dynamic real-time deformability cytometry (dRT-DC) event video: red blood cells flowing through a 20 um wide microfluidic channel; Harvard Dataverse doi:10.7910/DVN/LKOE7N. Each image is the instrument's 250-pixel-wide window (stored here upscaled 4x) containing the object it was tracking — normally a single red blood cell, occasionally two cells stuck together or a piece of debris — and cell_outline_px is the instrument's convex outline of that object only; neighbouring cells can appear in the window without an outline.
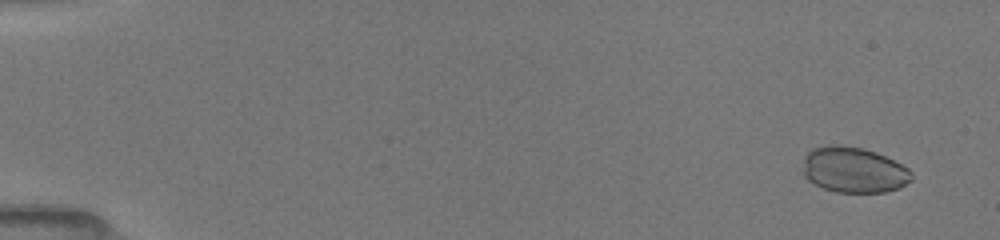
{"species": "common noctule bat (a hibernating species)", "species_latin": "Nyctalus noctula", "temperature_condition": "room temperature", "stored_images_in_passage": 15, "camera_frame_rate_fps": 3000, "um_per_image_px": 0.085, "animal": {"sex": "female", "body_mass_g": 19.5, "forearm_length_mm": 54.1}, "frame": {"image": 1, "passage_image": 2, "time_ms": 1.0, "image_size_px": [1000, 240], "cell_outline_px": [[912, 180], [900, 188], [884, 192], [836, 192], [824, 188], [808, 180], [804, 176], [804, 156], [812, 148], [832, 144], [840, 144], [864, 148], [876, 152], [908, 168], [912, 172]], "centroid_in_image_um": [72.57, 14.43], "position_along_channel_um": 12.4, "area_um2": 28.96}}
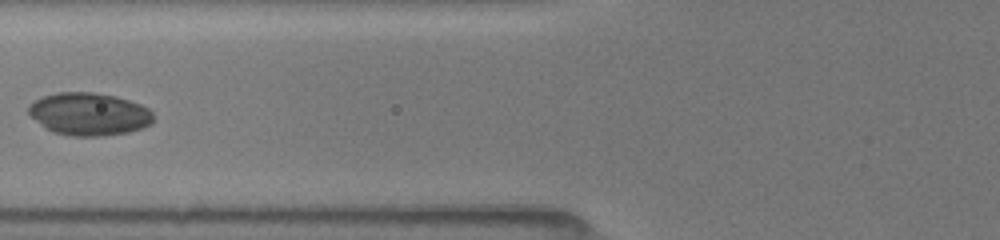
{"frame": {"image": 2, "passage_image": 11, "time_ms": 7.333, "image_size_px": [1000, 240], "cell_outline_px": [[152, 124], [128, 132], [104, 136], [72, 136], [52, 132], [44, 128], [28, 116], [28, 108], [36, 100], [44, 96], [56, 92], [96, 92], [116, 96], [140, 104], [148, 108], [152, 112]], "centroid_in_image_um": [7.54, 9.7], "position_along_channel_um": 118.3, "area_um2": 31.21}}
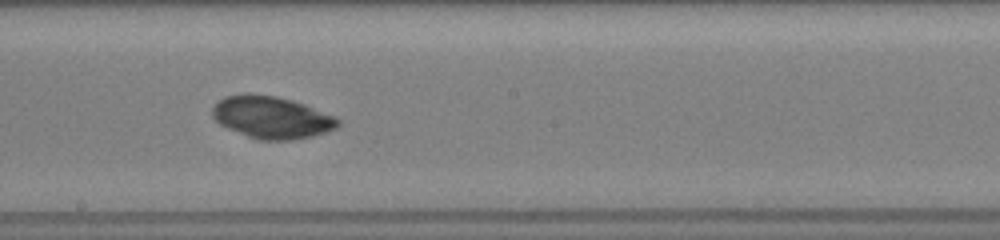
{"frame": {"image": 3, "passage_image": 14, "time_ms": 10.0, "image_size_px": [1000, 240], "cell_outline_px": [[340, 124], [336, 128], [328, 132], [312, 136], [292, 140], [260, 140], [248, 136], [228, 128], [220, 124], [212, 116], [212, 108], [224, 96], [244, 92], [252, 92], [276, 96], [292, 100], [304, 104], [336, 116], [340, 120]], "centroid_in_image_um": [23.1, 9.96], "position_along_channel_um": 225.1, "area_um2": 31.15}}